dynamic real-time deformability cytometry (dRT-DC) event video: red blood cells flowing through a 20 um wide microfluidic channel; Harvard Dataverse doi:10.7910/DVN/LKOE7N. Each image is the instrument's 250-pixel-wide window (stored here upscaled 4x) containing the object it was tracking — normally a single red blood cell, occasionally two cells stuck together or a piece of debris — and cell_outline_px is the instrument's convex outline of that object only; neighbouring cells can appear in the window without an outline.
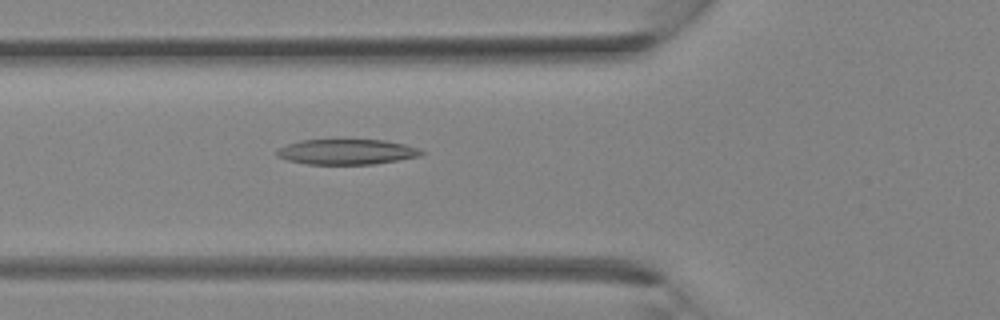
{"species": "Egyptian fruit bat (a non-hibernating species)", "species_latin": "Rousettus aegyptiacus", "temperature_condition": "room temperature", "stored_images_in_passage": 35, "camera_frame_rate_fps": 3000, "um_per_image_px": 0.085, "animal": {"sex": "female"}, "frame": {"image": 1, "passage_image": 13, "time_ms": 4.0, "image_size_px": [1000, 320], "cell_outline_px": [[424, 152], [420, 156], [372, 164], [304, 164], [288, 160], [276, 156], [276, 152], [280, 148], [288, 144], [300, 140], [384, 140], [404, 144], [420, 148]], "centroid_in_image_um": [29.46, 12.9], "position_along_channel_um": 96.3, "area_um2": 21.15}}
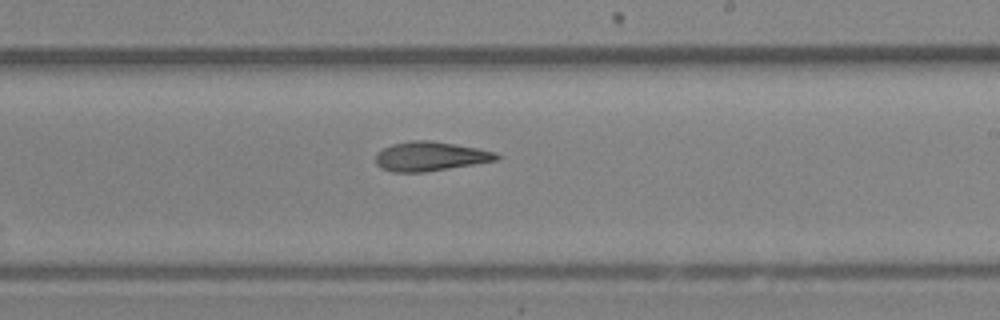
{"frame": {"image": 2, "passage_image": 21, "time_ms": 6.667, "image_size_px": [1000, 320], "cell_outline_px": [[500, 160], [424, 172], [392, 172], [380, 168], [376, 164], [376, 152], [392, 144], [412, 140], [428, 140], [456, 144], [496, 152], [500, 156]], "centroid_in_image_um": [36.57, 13.29], "position_along_channel_um": 252.4, "area_um2": 20.69}}
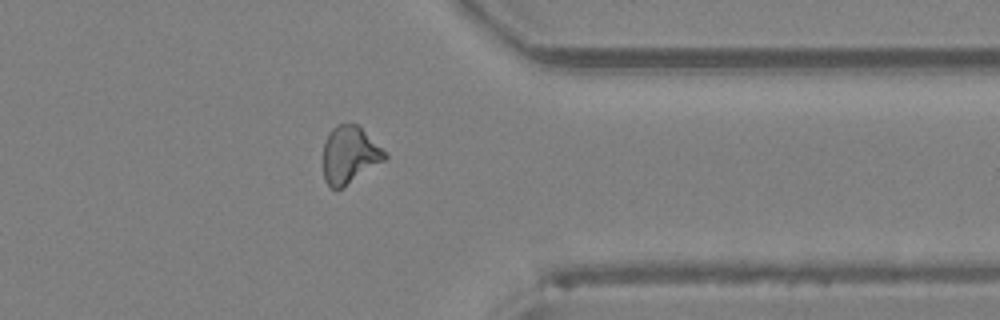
{"frame": {"image": 3, "passage_image": 28, "time_ms": 9.0, "image_size_px": [1000, 320], "cell_outline_px": [[388, 156], [384, 160], [344, 188], [336, 192], [324, 180], [324, 144], [328, 132], [332, 128], [340, 124], [356, 124]], "centroid_in_image_um": [29.67, 13.22], "position_along_channel_um": 381.7, "area_um2": 20.23}}